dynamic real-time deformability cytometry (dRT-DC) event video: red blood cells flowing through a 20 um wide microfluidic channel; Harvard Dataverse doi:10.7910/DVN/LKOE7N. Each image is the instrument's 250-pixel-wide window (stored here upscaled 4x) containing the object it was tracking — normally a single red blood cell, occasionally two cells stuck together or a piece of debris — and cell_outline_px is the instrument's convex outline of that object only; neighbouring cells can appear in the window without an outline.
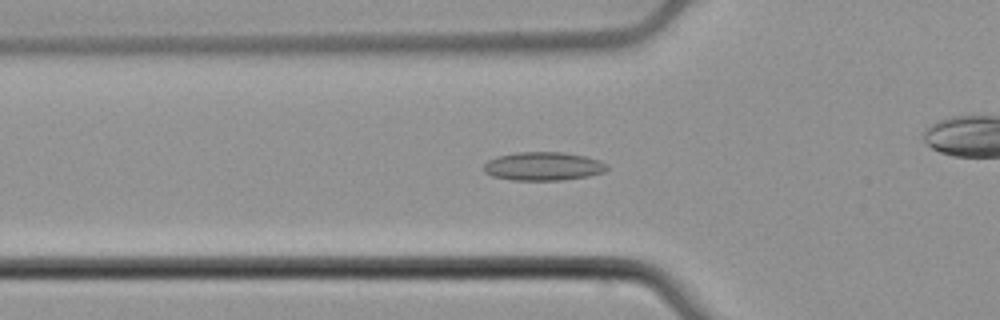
{"species": "common noctule bat (a hibernating species)", "species_latin": "Nyctalus noctula", "temperature_condition": "cold", "stored_images_in_passage": 46, "camera_frame_rate_fps": 3000, "um_per_image_px": 0.085, "animal": {"sex": "male", "body_mass_g": 21.5, "forearm_length_mm": 52.0}, "frame": {"image": 1, "passage_image": 19, "time_ms": 6.0, "image_size_px": [1000, 320], "cell_outline_px": [[608, 168], [604, 172], [588, 176], [564, 180], [508, 180], [492, 176], [484, 172], [484, 164], [488, 160], [496, 156], [516, 152], [564, 152], [584, 156], [600, 160], [608, 164]], "centroid_in_image_um": [46.17, 14.13], "position_along_channel_um": 79.6, "area_um2": 20.69}}
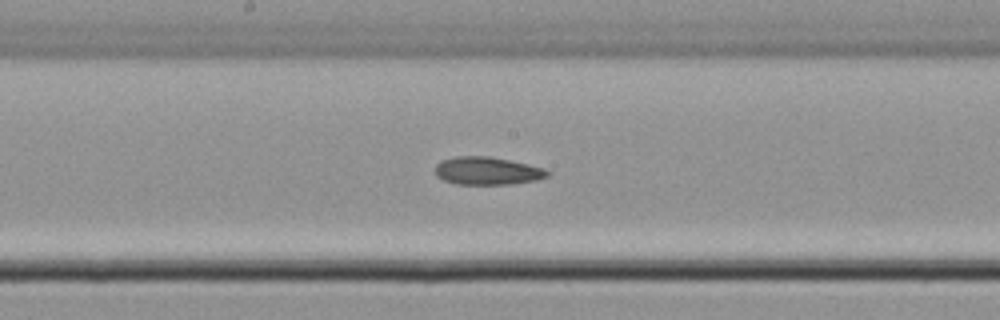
{"frame": {"image": 2, "passage_image": 29, "time_ms": 9.333, "image_size_px": [1000, 320], "cell_outline_px": [[548, 176], [536, 180], [508, 184], [456, 184], [444, 180], [436, 176], [436, 164], [440, 160], [456, 156], [488, 156], [528, 164], [544, 168], [548, 172]], "centroid_in_image_um": [41.38, 14.52], "position_along_channel_um": 206.8, "area_um2": 18.09}}
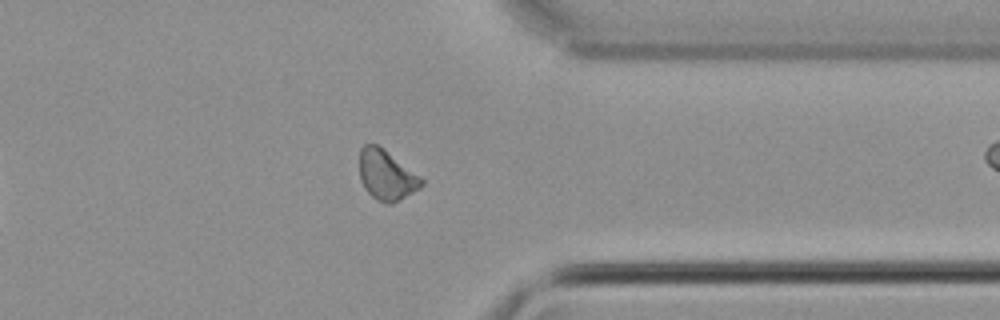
{"frame": {"image": 3, "passage_image": 43, "time_ms": 14.0, "image_size_px": [1000, 320], "cell_outline_px": [[424, 184], [420, 188], [392, 204], [384, 204], [376, 200], [364, 188], [360, 180], [360, 148], [364, 144], [376, 144], [424, 180]], "centroid_in_image_um": [32.82, 14.92], "position_along_channel_um": 378.6, "area_um2": 17.74}}